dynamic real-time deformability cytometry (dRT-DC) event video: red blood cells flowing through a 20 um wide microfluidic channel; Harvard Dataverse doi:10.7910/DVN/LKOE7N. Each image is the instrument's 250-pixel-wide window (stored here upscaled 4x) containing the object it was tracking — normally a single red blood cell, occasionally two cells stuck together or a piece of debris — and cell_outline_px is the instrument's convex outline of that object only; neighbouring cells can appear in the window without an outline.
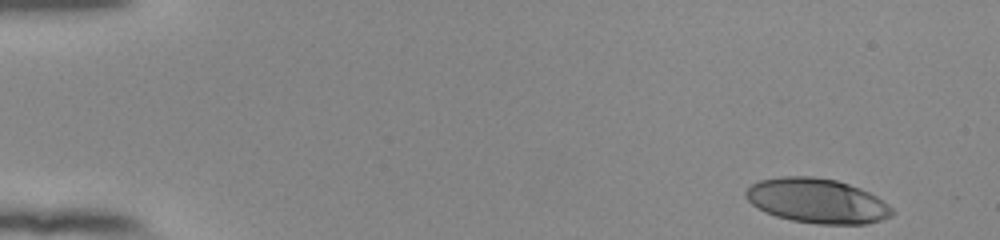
{"species": "human", "species_latin": "Homo sapiens", "temperature_condition": "room temperature", "stored_images_in_passage": 51, "camera_frame_rate_fps": 3000, "um_per_image_px": 0.085, "donor": {"sex": "female"}, "frame": {"image": 1, "passage_image": 1, "time_ms": 0.0, "image_size_px": [1000, 240], "cell_outline_px": [[896, 212], [892, 216], [868, 224], [816, 224], [792, 220], [776, 216], [764, 212], [752, 204], [744, 196], [744, 192], [752, 184], [760, 180], [780, 176], [812, 176], [836, 180], [860, 188], [876, 196], [888, 204]], "centroid_in_image_um": [69.45, 17.07], "position_along_channel_um": 15.5, "area_um2": 38.21}}
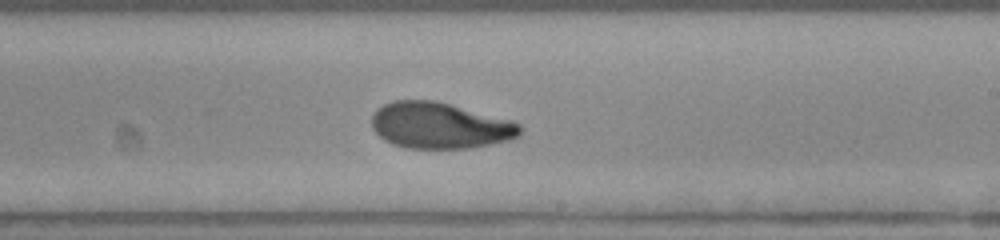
{"frame": {"image": 2, "passage_image": 30, "time_ms": 9.667, "image_size_px": [1000, 240], "cell_outline_px": [[524, 128], [520, 136], [512, 140], [472, 148], [404, 148], [392, 144], [384, 140], [372, 128], [372, 116], [376, 108], [392, 100], [436, 100], [512, 120], [520, 124]], "centroid_in_image_um": [37.42, 10.67], "position_along_channel_um": 251.6, "area_um2": 40.46}}
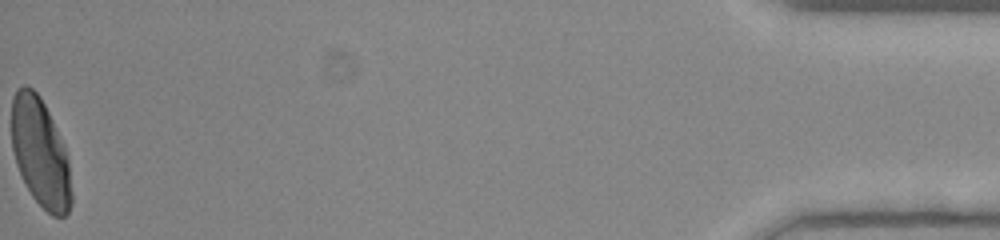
{"frame": {"image": 3, "passage_image": 51, "time_ms": 16.667, "image_size_px": [1000, 240], "cell_outline_px": [[72, 204], [68, 212], [64, 216], [52, 216], [32, 196], [16, 164], [12, 148], [12, 96], [16, 88], [24, 84], [32, 88], [40, 96], [64, 144], [68, 160], [72, 192]], "centroid_in_image_um": [3.43, 12.96], "position_along_channel_um": 431.8, "area_um2": 37.8}, "authors_computed_cell_mechanics": {"area_um2": 39.1884, "velocity_mm_per_s": 3.8809, "shape_relaxation_time_tau1_ms": 4.8714, "shape_relaxation_time_tau2_ms": 1.7506, "deformation_change_tau1": 0.2075, "deformation_change_tau2": 0.0676}}